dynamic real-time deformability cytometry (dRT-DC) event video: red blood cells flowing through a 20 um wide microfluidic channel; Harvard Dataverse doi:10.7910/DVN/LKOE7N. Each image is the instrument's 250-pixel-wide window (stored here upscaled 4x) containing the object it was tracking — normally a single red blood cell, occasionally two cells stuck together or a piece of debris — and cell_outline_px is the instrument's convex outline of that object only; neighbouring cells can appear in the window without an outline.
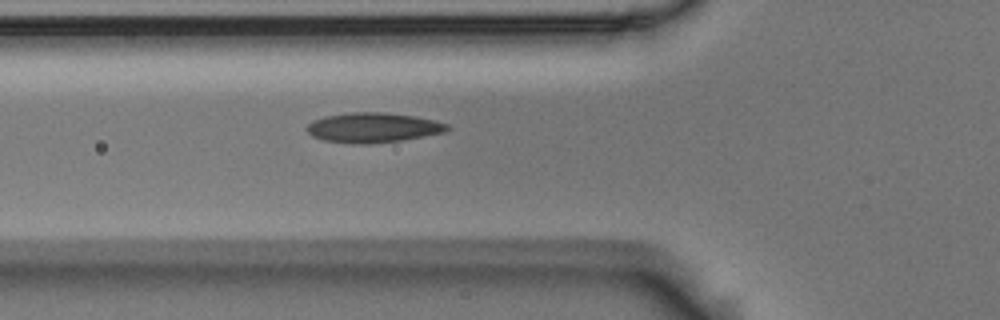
{"species": "Egyptian fruit bat (a non-hibernating species)", "species_latin": "Rousettus aegyptiacus", "temperature_condition": "room temperature", "stored_images_in_passage": 5, "camera_frame_rate_fps": 3000, "um_per_image_px": 0.085, "animal": {"sex": "male"}, "frame": {"image": 1, "passage_image": 5, "time_ms": 1.333, "image_size_px": [1000, 320], "cell_outline_px": [[452, 128], [444, 132], [404, 140], [368, 144], [352, 144], [324, 140], [312, 136], [308, 132], [308, 124], [312, 120], [324, 116], [352, 112], [384, 112], [416, 116], [448, 124]], "centroid_in_image_um": [31.72, 10.85], "position_along_channel_um": 94.1, "area_um2": 24.51}}